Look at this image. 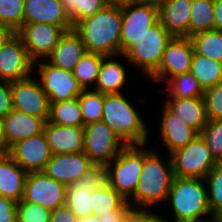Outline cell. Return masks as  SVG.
Wrapping results in <instances>:
<instances>
[{
	"instance_id": "83f0119b",
	"label": "cell",
	"mask_w": 222,
	"mask_h": 222,
	"mask_svg": "<svg viewBox=\"0 0 222 222\" xmlns=\"http://www.w3.org/2000/svg\"><path fill=\"white\" fill-rule=\"evenodd\" d=\"M189 72L197 78L204 91L222 81V63L195 52Z\"/></svg>"
},
{
	"instance_id": "8992f818",
	"label": "cell",
	"mask_w": 222,
	"mask_h": 222,
	"mask_svg": "<svg viewBox=\"0 0 222 222\" xmlns=\"http://www.w3.org/2000/svg\"><path fill=\"white\" fill-rule=\"evenodd\" d=\"M144 159L145 144H127L107 165L110 186L127 201L135 192Z\"/></svg>"
},
{
	"instance_id": "ee69618b",
	"label": "cell",
	"mask_w": 222,
	"mask_h": 222,
	"mask_svg": "<svg viewBox=\"0 0 222 222\" xmlns=\"http://www.w3.org/2000/svg\"><path fill=\"white\" fill-rule=\"evenodd\" d=\"M157 213L150 209L130 208L123 216L121 222H150Z\"/></svg>"
},
{
	"instance_id": "e575fe53",
	"label": "cell",
	"mask_w": 222,
	"mask_h": 222,
	"mask_svg": "<svg viewBox=\"0 0 222 222\" xmlns=\"http://www.w3.org/2000/svg\"><path fill=\"white\" fill-rule=\"evenodd\" d=\"M113 0H62L73 26L82 19L95 15Z\"/></svg>"
},
{
	"instance_id": "bcb514c9",
	"label": "cell",
	"mask_w": 222,
	"mask_h": 222,
	"mask_svg": "<svg viewBox=\"0 0 222 222\" xmlns=\"http://www.w3.org/2000/svg\"><path fill=\"white\" fill-rule=\"evenodd\" d=\"M131 208V205L126 200L118 209L111 211V214L101 215V222H121L125 213Z\"/></svg>"
},
{
	"instance_id": "ffe728a7",
	"label": "cell",
	"mask_w": 222,
	"mask_h": 222,
	"mask_svg": "<svg viewBox=\"0 0 222 222\" xmlns=\"http://www.w3.org/2000/svg\"><path fill=\"white\" fill-rule=\"evenodd\" d=\"M46 121L25 112L13 109L2 119L6 145L10 148L16 142L44 132Z\"/></svg>"
},
{
	"instance_id": "f6af8a7d",
	"label": "cell",
	"mask_w": 222,
	"mask_h": 222,
	"mask_svg": "<svg viewBox=\"0 0 222 222\" xmlns=\"http://www.w3.org/2000/svg\"><path fill=\"white\" fill-rule=\"evenodd\" d=\"M50 222H78V218L73 211L64 204L51 211Z\"/></svg>"
},
{
	"instance_id": "4fadbf2b",
	"label": "cell",
	"mask_w": 222,
	"mask_h": 222,
	"mask_svg": "<svg viewBox=\"0 0 222 222\" xmlns=\"http://www.w3.org/2000/svg\"><path fill=\"white\" fill-rule=\"evenodd\" d=\"M34 68L21 37L14 33L0 49V81L11 83L28 78Z\"/></svg>"
},
{
	"instance_id": "c3c4849f",
	"label": "cell",
	"mask_w": 222,
	"mask_h": 222,
	"mask_svg": "<svg viewBox=\"0 0 222 222\" xmlns=\"http://www.w3.org/2000/svg\"><path fill=\"white\" fill-rule=\"evenodd\" d=\"M14 33L8 26L0 24V49Z\"/></svg>"
},
{
	"instance_id": "277c9868",
	"label": "cell",
	"mask_w": 222,
	"mask_h": 222,
	"mask_svg": "<svg viewBox=\"0 0 222 222\" xmlns=\"http://www.w3.org/2000/svg\"><path fill=\"white\" fill-rule=\"evenodd\" d=\"M138 111L123 93L105 94L102 121L126 144H145L148 143L149 130Z\"/></svg>"
},
{
	"instance_id": "7c38bea8",
	"label": "cell",
	"mask_w": 222,
	"mask_h": 222,
	"mask_svg": "<svg viewBox=\"0 0 222 222\" xmlns=\"http://www.w3.org/2000/svg\"><path fill=\"white\" fill-rule=\"evenodd\" d=\"M158 21V8L122 0L121 54Z\"/></svg>"
},
{
	"instance_id": "ba28073f",
	"label": "cell",
	"mask_w": 222,
	"mask_h": 222,
	"mask_svg": "<svg viewBox=\"0 0 222 222\" xmlns=\"http://www.w3.org/2000/svg\"><path fill=\"white\" fill-rule=\"evenodd\" d=\"M127 144L104 121L84 126L83 152L95 165H108Z\"/></svg>"
},
{
	"instance_id": "f907efd6",
	"label": "cell",
	"mask_w": 222,
	"mask_h": 222,
	"mask_svg": "<svg viewBox=\"0 0 222 222\" xmlns=\"http://www.w3.org/2000/svg\"><path fill=\"white\" fill-rule=\"evenodd\" d=\"M130 1H134L140 4H146L159 9L162 5L166 3L167 0H130Z\"/></svg>"
},
{
	"instance_id": "74e56055",
	"label": "cell",
	"mask_w": 222,
	"mask_h": 222,
	"mask_svg": "<svg viewBox=\"0 0 222 222\" xmlns=\"http://www.w3.org/2000/svg\"><path fill=\"white\" fill-rule=\"evenodd\" d=\"M24 2L25 0H0V24L16 33L24 24Z\"/></svg>"
},
{
	"instance_id": "7dc6e473",
	"label": "cell",
	"mask_w": 222,
	"mask_h": 222,
	"mask_svg": "<svg viewBox=\"0 0 222 222\" xmlns=\"http://www.w3.org/2000/svg\"><path fill=\"white\" fill-rule=\"evenodd\" d=\"M214 29L222 31V0H214Z\"/></svg>"
},
{
	"instance_id": "cb8c5ba5",
	"label": "cell",
	"mask_w": 222,
	"mask_h": 222,
	"mask_svg": "<svg viewBox=\"0 0 222 222\" xmlns=\"http://www.w3.org/2000/svg\"><path fill=\"white\" fill-rule=\"evenodd\" d=\"M86 52L80 36L72 29L61 36L56 48L46 59L51 65L72 72Z\"/></svg>"
},
{
	"instance_id": "4316f807",
	"label": "cell",
	"mask_w": 222,
	"mask_h": 222,
	"mask_svg": "<svg viewBox=\"0 0 222 222\" xmlns=\"http://www.w3.org/2000/svg\"><path fill=\"white\" fill-rule=\"evenodd\" d=\"M122 57V54L103 56L97 81L92 90L103 94H120L126 85L128 73L122 62L114 57ZM114 59V60H113Z\"/></svg>"
},
{
	"instance_id": "44dd1931",
	"label": "cell",
	"mask_w": 222,
	"mask_h": 222,
	"mask_svg": "<svg viewBox=\"0 0 222 222\" xmlns=\"http://www.w3.org/2000/svg\"><path fill=\"white\" fill-rule=\"evenodd\" d=\"M44 134L52 154L83 152L84 126H63L47 121L44 126Z\"/></svg>"
},
{
	"instance_id": "2e32d148",
	"label": "cell",
	"mask_w": 222,
	"mask_h": 222,
	"mask_svg": "<svg viewBox=\"0 0 222 222\" xmlns=\"http://www.w3.org/2000/svg\"><path fill=\"white\" fill-rule=\"evenodd\" d=\"M66 31L61 26L47 23H25L16 32L22 39L29 56L34 62L45 60L56 48Z\"/></svg>"
},
{
	"instance_id": "f546056e",
	"label": "cell",
	"mask_w": 222,
	"mask_h": 222,
	"mask_svg": "<svg viewBox=\"0 0 222 222\" xmlns=\"http://www.w3.org/2000/svg\"><path fill=\"white\" fill-rule=\"evenodd\" d=\"M214 29V0H192L189 37Z\"/></svg>"
},
{
	"instance_id": "ac0fdd59",
	"label": "cell",
	"mask_w": 222,
	"mask_h": 222,
	"mask_svg": "<svg viewBox=\"0 0 222 222\" xmlns=\"http://www.w3.org/2000/svg\"><path fill=\"white\" fill-rule=\"evenodd\" d=\"M94 165L84 152L52 154L44 172L65 186H70L82 178Z\"/></svg>"
},
{
	"instance_id": "d4e9b609",
	"label": "cell",
	"mask_w": 222,
	"mask_h": 222,
	"mask_svg": "<svg viewBox=\"0 0 222 222\" xmlns=\"http://www.w3.org/2000/svg\"><path fill=\"white\" fill-rule=\"evenodd\" d=\"M164 106L174 115L183 120L198 134L208 124L207 112L203 97L167 98Z\"/></svg>"
},
{
	"instance_id": "4dcf8cb0",
	"label": "cell",
	"mask_w": 222,
	"mask_h": 222,
	"mask_svg": "<svg viewBox=\"0 0 222 222\" xmlns=\"http://www.w3.org/2000/svg\"><path fill=\"white\" fill-rule=\"evenodd\" d=\"M103 55L86 52L73 69V75L83 90L93 89L101 67Z\"/></svg>"
},
{
	"instance_id": "7a4b0ae2",
	"label": "cell",
	"mask_w": 222,
	"mask_h": 222,
	"mask_svg": "<svg viewBox=\"0 0 222 222\" xmlns=\"http://www.w3.org/2000/svg\"><path fill=\"white\" fill-rule=\"evenodd\" d=\"M139 182L133 196L128 200L132 208L150 209L167 202L168 194L175 178L171 156L163 162L156 150L147 149Z\"/></svg>"
},
{
	"instance_id": "52a82bcc",
	"label": "cell",
	"mask_w": 222,
	"mask_h": 222,
	"mask_svg": "<svg viewBox=\"0 0 222 222\" xmlns=\"http://www.w3.org/2000/svg\"><path fill=\"white\" fill-rule=\"evenodd\" d=\"M170 156L174 174L180 178L205 179L213 167L218 164L201 134L195 136L185 147L171 153Z\"/></svg>"
},
{
	"instance_id": "7402d4cb",
	"label": "cell",
	"mask_w": 222,
	"mask_h": 222,
	"mask_svg": "<svg viewBox=\"0 0 222 222\" xmlns=\"http://www.w3.org/2000/svg\"><path fill=\"white\" fill-rule=\"evenodd\" d=\"M159 126L161 141L167 150L166 155L185 147L198 133L178 116L171 113L164 105Z\"/></svg>"
},
{
	"instance_id": "484cf974",
	"label": "cell",
	"mask_w": 222,
	"mask_h": 222,
	"mask_svg": "<svg viewBox=\"0 0 222 222\" xmlns=\"http://www.w3.org/2000/svg\"><path fill=\"white\" fill-rule=\"evenodd\" d=\"M27 174L9 154L0 155V196L19 203L24 196Z\"/></svg>"
},
{
	"instance_id": "9c48e42d",
	"label": "cell",
	"mask_w": 222,
	"mask_h": 222,
	"mask_svg": "<svg viewBox=\"0 0 222 222\" xmlns=\"http://www.w3.org/2000/svg\"><path fill=\"white\" fill-rule=\"evenodd\" d=\"M109 185L107 166L94 165L82 178L67 186L65 204L78 219L92 215V192L98 189H105Z\"/></svg>"
},
{
	"instance_id": "f35d334b",
	"label": "cell",
	"mask_w": 222,
	"mask_h": 222,
	"mask_svg": "<svg viewBox=\"0 0 222 222\" xmlns=\"http://www.w3.org/2000/svg\"><path fill=\"white\" fill-rule=\"evenodd\" d=\"M217 163H222V119L209 120L200 132Z\"/></svg>"
},
{
	"instance_id": "e0dca14e",
	"label": "cell",
	"mask_w": 222,
	"mask_h": 222,
	"mask_svg": "<svg viewBox=\"0 0 222 222\" xmlns=\"http://www.w3.org/2000/svg\"><path fill=\"white\" fill-rule=\"evenodd\" d=\"M27 173L44 171L52 152L43 133L16 142L8 153Z\"/></svg>"
},
{
	"instance_id": "60d3db41",
	"label": "cell",
	"mask_w": 222,
	"mask_h": 222,
	"mask_svg": "<svg viewBox=\"0 0 222 222\" xmlns=\"http://www.w3.org/2000/svg\"><path fill=\"white\" fill-rule=\"evenodd\" d=\"M203 98L208 120L222 119V81L205 90Z\"/></svg>"
},
{
	"instance_id": "f5cc1de1",
	"label": "cell",
	"mask_w": 222,
	"mask_h": 222,
	"mask_svg": "<svg viewBox=\"0 0 222 222\" xmlns=\"http://www.w3.org/2000/svg\"><path fill=\"white\" fill-rule=\"evenodd\" d=\"M199 222H222V217L212 216L210 219L199 221Z\"/></svg>"
},
{
	"instance_id": "681fc988",
	"label": "cell",
	"mask_w": 222,
	"mask_h": 222,
	"mask_svg": "<svg viewBox=\"0 0 222 222\" xmlns=\"http://www.w3.org/2000/svg\"><path fill=\"white\" fill-rule=\"evenodd\" d=\"M8 153H9V148L6 145V141H5L4 133H3L2 118H0V155L8 154Z\"/></svg>"
},
{
	"instance_id": "8fae6325",
	"label": "cell",
	"mask_w": 222,
	"mask_h": 222,
	"mask_svg": "<svg viewBox=\"0 0 222 222\" xmlns=\"http://www.w3.org/2000/svg\"><path fill=\"white\" fill-rule=\"evenodd\" d=\"M67 186L49 177L44 171L30 172L25 179L23 200L50 211L65 204Z\"/></svg>"
},
{
	"instance_id": "816d5d0a",
	"label": "cell",
	"mask_w": 222,
	"mask_h": 222,
	"mask_svg": "<svg viewBox=\"0 0 222 222\" xmlns=\"http://www.w3.org/2000/svg\"><path fill=\"white\" fill-rule=\"evenodd\" d=\"M78 222H101L99 217L92 214L78 219Z\"/></svg>"
},
{
	"instance_id": "d590c367",
	"label": "cell",
	"mask_w": 222,
	"mask_h": 222,
	"mask_svg": "<svg viewBox=\"0 0 222 222\" xmlns=\"http://www.w3.org/2000/svg\"><path fill=\"white\" fill-rule=\"evenodd\" d=\"M126 200L110 185L105 189H98L92 192V212L100 217L111 214V211L118 209Z\"/></svg>"
},
{
	"instance_id": "603a6c76",
	"label": "cell",
	"mask_w": 222,
	"mask_h": 222,
	"mask_svg": "<svg viewBox=\"0 0 222 222\" xmlns=\"http://www.w3.org/2000/svg\"><path fill=\"white\" fill-rule=\"evenodd\" d=\"M192 0H167L158 9L160 24L173 37H189Z\"/></svg>"
},
{
	"instance_id": "d6986e66",
	"label": "cell",
	"mask_w": 222,
	"mask_h": 222,
	"mask_svg": "<svg viewBox=\"0 0 222 222\" xmlns=\"http://www.w3.org/2000/svg\"><path fill=\"white\" fill-rule=\"evenodd\" d=\"M25 23H47L61 26L65 31L74 27L65 12L62 0H25Z\"/></svg>"
},
{
	"instance_id": "ab89813d",
	"label": "cell",
	"mask_w": 222,
	"mask_h": 222,
	"mask_svg": "<svg viewBox=\"0 0 222 222\" xmlns=\"http://www.w3.org/2000/svg\"><path fill=\"white\" fill-rule=\"evenodd\" d=\"M51 211L23 199L17 203V222H50Z\"/></svg>"
},
{
	"instance_id": "b9f144b4",
	"label": "cell",
	"mask_w": 222,
	"mask_h": 222,
	"mask_svg": "<svg viewBox=\"0 0 222 222\" xmlns=\"http://www.w3.org/2000/svg\"><path fill=\"white\" fill-rule=\"evenodd\" d=\"M13 109L11 83L0 81V118L6 117Z\"/></svg>"
},
{
	"instance_id": "30bf717a",
	"label": "cell",
	"mask_w": 222,
	"mask_h": 222,
	"mask_svg": "<svg viewBox=\"0 0 222 222\" xmlns=\"http://www.w3.org/2000/svg\"><path fill=\"white\" fill-rule=\"evenodd\" d=\"M42 61V62H41ZM34 62L37 65L39 81L47 94L49 103H58L78 97L83 91L73 72L51 65L47 59Z\"/></svg>"
},
{
	"instance_id": "d6a6232c",
	"label": "cell",
	"mask_w": 222,
	"mask_h": 222,
	"mask_svg": "<svg viewBox=\"0 0 222 222\" xmlns=\"http://www.w3.org/2000/svg\"><path fill=\"white\" fill-rule=\"evenodd\" d=\"M196 54L222 63V31L208 30L190 37Z\"/></svg>"
},
{
	"instance_id": "8d00e7d4",
	"label": "cell",
	"mask_w": 222,
	"mask_h": 222,
	"mask_svg": "<svg viewBox=\"0 0 222 222\" xmlns=\"http://www.w3.org/2000/svg\"><path fill=\"white\" fill-rule=\"evenodd\" d=\"M212 216L222 217V163H218L204 179Z\"/></svg>"
},
{
	"instance_id": "5bb4252c",
	"label": "cell",
	"mask_w": 222,
	"mask_h": 222,
	"mask_svg": "<svg viewBox=\"0 0 222 222\" xmlns=\"http://www.w3.org/2000/svg\"><path fill=\"white\" fill-rule=\"evenodd\" d=\"M194 46L190 37H173L166 45L159 68L150 76L155 82H166L190 71Z\"/></svg>"
},
{
	"instance_id": "6da1fadb",
	"label": "cell",
	"mask_w": 222,
	"mask_h": 222,
	"mask_svg": "<svg viewBox=\"0 0 222 222\" xmlns=\"http://www.w3.org/2000/svg\"><path fill=\"white\" fill-rule=\"evenodd\" d=\"M122 0H113L95 15L77 22L73 30L87 52L103 56L121 54Z\"/></svg>"
},
{
	"instance_id": "f1b7e54d",
	"label": "cell",
	"mask_w": 222,
	"mask_h": 222,
	"mask_svg": "<svg viewBox=\"0 0 222 222\" xmlns=\"http://www.w3.org/2000/svg\"><path fill=\"white\" fill-rule=\"evenodd\" d=\"M48 122L63 126H84L78 97L50 103Z\"/></svg>"
},
{
	"instance_id": "db71d44e",
	"label": "cell",
	"mask_w": 222,
	"mask_h": 222,
	"mask_svg": "<svg viewBox=\"0 0 222 222\" xmlns=\"http://www.w3.org/2000/svg\"><path fill=\"white\" fill-rule=\"evenodd\" d=\"M161 215L159 216L158 214L150 221V222H168L167 219H162ZM167 220V221H166ZM171 222V221H170Z\"/></svg>"
},
{
	"instance_id": "9a60e30c",
	"label": "cell",
	"mask_w": 222,
	"mask_h": 222,
	"mask_svg": "<svg viewBox=\"0 0 222 222\" xmlns=\"http://www.w3.org/2000/svg\"><path fill=\"white\" fill-rule=\"evenodd\" d=\"M11 94L14 109L48 121L50 103L39 79L31 75L11 82Z\"/></svg>"
},
{
	"instance_id": "5b68a950",
	"label": "cell",
	"mask_w": 222,
	"mask_h": 222,
	"mask_svg": "<svg viewBox=\"0 0 222 222\" xmlns=\"http://www.w3.org/2000/svg\"><path fill=\"white\" fill-rule=\"evenodd\" d=\"M173 36L158 21L122 54L133 67L149 77L159 68L166 45Z\"/></svg>"
},
{
	"instance_id": "3957f363",
	"label": "cell",
	"mask_w": 222,
	"mask_h": 222,
	"mask_svg": "<svg viewBox=\"0 0 222 222\" xmlns=\"http://www.w3.org/2000/svg\"><path fill=\"white\" fill-rule=\"evenodd\" d=\"M167 202L174 222H199L206 220L207 215L212 216L204 179L175 176Z\"/></svg>"
},
{
	"instance_id": "7bdbcfd3",
	"label": "cell",
	"mask_w": 222,
	"mask_h": 222,
	"mask_svg": "<svg viewBox=\"0 0 222 222\" xmlns=\"http://www.w3.org/2000/svg\"><path fill=\"white\" fill-rule=\"evenodd\" d=\"M0 222H17V203L0 196Z\"/></svg>"
},
{
	"instance_id": "836d02e7",
	"label": "cell",
	"mask_w": 222,
	"mask_h": 222,
	"mask_svg": "<svg viewBox=\"0 0 222 222\" xmlns=\"http://www.w3.org/2000/svg\"><path fill=\"white\" fill-rule=\"evenodd\" d=\"M78 99L84 126L102 120L105 94L92 89L83 90Z\"/></svg>"
},
{
	"instance_id": "1f68e13d",
	"label": "cell",
	"mask_w": 222,
	"mask_h": 222,
	"mask_svg": "<svg viewBox=\"0 0 222 222\" xmlns=\"http://www.w3.org/2000/svg\"><path fill=\"white\" fill-rule=\"evenodd\" d=\"M166 83L165 92L169 93V98L203 97L205 92L197 78L190 72L178 74L170 78Z\"/></svg>"
}]
</instances>
